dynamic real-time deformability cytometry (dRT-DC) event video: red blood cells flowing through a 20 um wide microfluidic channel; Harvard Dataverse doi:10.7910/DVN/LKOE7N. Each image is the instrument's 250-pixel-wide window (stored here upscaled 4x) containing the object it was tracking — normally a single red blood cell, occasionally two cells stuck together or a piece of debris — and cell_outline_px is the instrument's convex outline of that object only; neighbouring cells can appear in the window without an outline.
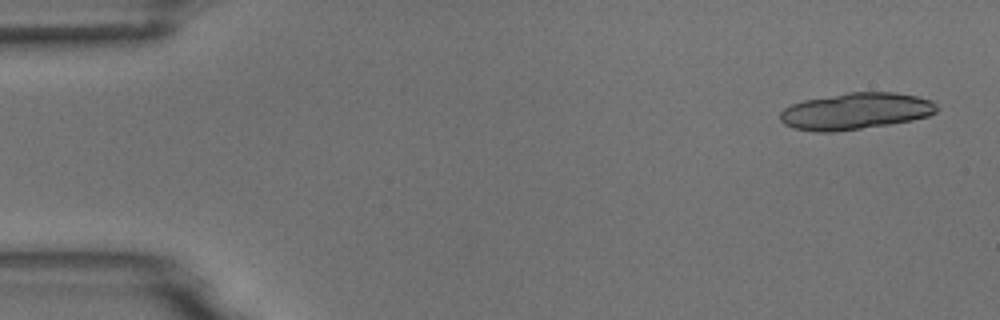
{"species": "common noctule bat (a hibernating species)", "species_latin": "Nyctalus noctula", "temperature_condition": "room temperature", "stored_images_in_passage": 6, "camera_frame_rate_fps": 3000, "um_per_image_px": 0.085, "animal": {"sex": "male", "body_mass_g": 18.8}, "frame": {"image": 1, "passage_image": 1, "time_ms": 0.0, "image_size_px": [1000, 320], "cell_outline_px": [[940, 108], [936, 112], [928, 116], [912, 120], [888, 124], [832, 132], [816, 132], [792, 128], [784, 124], [780, 120], [780, 112], [784, 108], [792, 104], [804, 100], [848, 92], [896, 92], [916, 96], [932, 100]], "centroid_in_image_um": [72.73, 9.44], "position_along_channel_um": 12.3, "area_um2": 33.47}}